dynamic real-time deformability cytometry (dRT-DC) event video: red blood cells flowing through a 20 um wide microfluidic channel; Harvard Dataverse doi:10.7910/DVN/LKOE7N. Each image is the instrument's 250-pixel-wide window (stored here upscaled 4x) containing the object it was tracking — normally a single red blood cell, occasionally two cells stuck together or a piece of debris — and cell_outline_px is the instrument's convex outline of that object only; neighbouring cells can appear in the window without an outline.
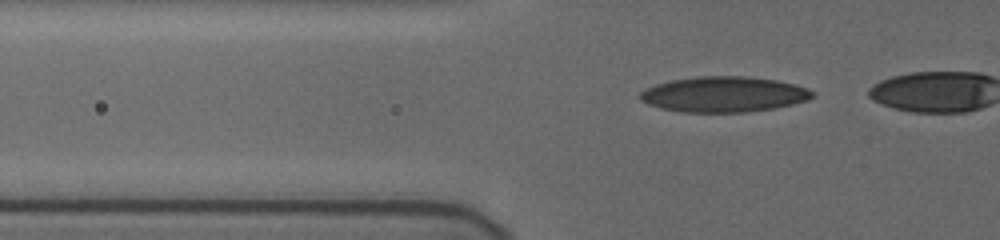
{"species": "human", "species_latin": "Homo sapiens", "temperature_condition": "cold", "stored_images_in_passage": 16, "camera_frame_rate_fps": 3000, "um_per_image_px": 0.085, "donor": {"sex": "female"}, "frame": {"image": 1, "passage_image": 12, "time_ms": 3.667, "image_size_px": [1000, 240], "cell_outline_px": [[816, 96], [808, 100], [776, 108], [744, 112], [680, 112], [660, 108], [648, 104], [640, 100], [640, 92], [644, 88], [668, 80], [696, 76], [744, 76], [776, 80], [808, 88], [816, 92]], "centroid_in_image_um": [61.52, 8.01], "position_along_channel_um": 64.3, "area_um2": 35.95}}